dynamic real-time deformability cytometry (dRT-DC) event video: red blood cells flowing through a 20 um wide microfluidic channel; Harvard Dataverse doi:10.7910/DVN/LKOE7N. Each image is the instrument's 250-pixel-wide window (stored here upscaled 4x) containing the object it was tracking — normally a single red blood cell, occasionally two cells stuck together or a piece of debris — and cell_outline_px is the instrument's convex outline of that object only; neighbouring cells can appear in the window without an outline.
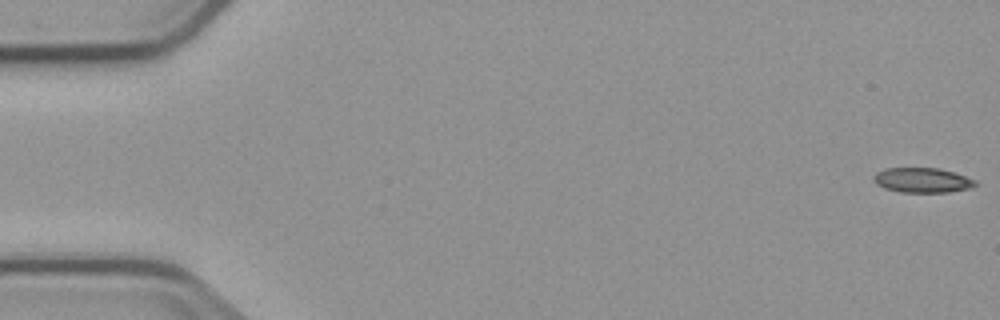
{"species": "common noctule bat (a hibernating species)", "species_latin": "Nyctalus noctula", "temperature_condition": "cold", "stored_images_in_passage": 4, "camera_frame_rate_fps": 3000, "um_per_image_px": 0.085, "animal": {"sex": "male", "body_mass_g": 23.1, "forearm_length_mm": 52.7}, "frame": {"image": 1, "passage_image": 1, "time_ms": 0.0, "image_size_px": [1000, 320], "cell_outline_px": [[976, 184], [968, 188], [948, 192], [900, 192], [884, 188], [876, 184], [872, 180], [872, 176], [876, 172], [884, 168], [936, 168], [952, 172], [976, 180]], "centroid_in_image_um": [78.31, 15.31], "position_along_channel_um": 6.7, "area_um2": 14.62}}